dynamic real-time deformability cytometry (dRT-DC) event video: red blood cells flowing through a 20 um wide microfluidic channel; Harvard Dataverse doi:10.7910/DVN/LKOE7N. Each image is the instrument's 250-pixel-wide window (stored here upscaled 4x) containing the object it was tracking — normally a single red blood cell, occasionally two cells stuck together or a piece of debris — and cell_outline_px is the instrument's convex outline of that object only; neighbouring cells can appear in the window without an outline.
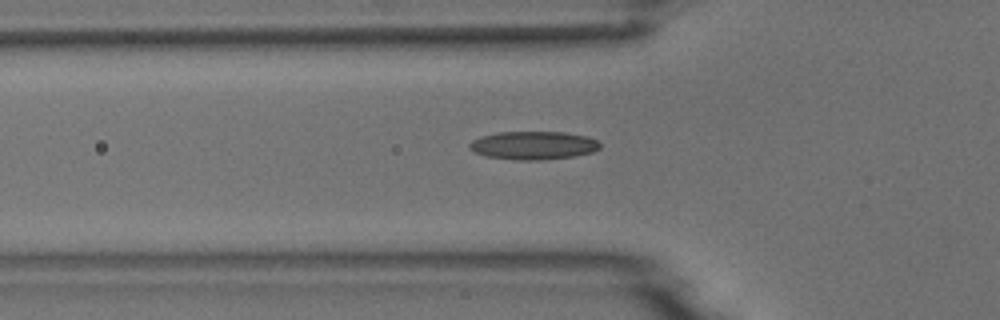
{"species": "common noctule bat (a hibernating species)", "species_latin": "Nyctalus noctula", "temperature_condition": "room temperature", "stored_images_in_passage": 8, "camera_frame_rate_fps": 3000, "um_per_image_px": 0.085, "animal": {"sex": "male", "body_mass_g": 18.8}, "frame": {"image": 1, "passage_image": 6, "time_ms": 7.667, "image_size_px": [1000, 320], "cell_outline_px": [[600, 148], [592, 152], [572, 156], [540, 160], [516, 160], [484, 156], [468, 148], [468, 144], [472, 140], [480, 136], [496, 132], [564, 132], [588, 136], [596, 140], [600, 144]], "centroid_in_image_um": [45.3, 12.35], "position_along_channel_um": 80.5, "area_um2": 21.56}}